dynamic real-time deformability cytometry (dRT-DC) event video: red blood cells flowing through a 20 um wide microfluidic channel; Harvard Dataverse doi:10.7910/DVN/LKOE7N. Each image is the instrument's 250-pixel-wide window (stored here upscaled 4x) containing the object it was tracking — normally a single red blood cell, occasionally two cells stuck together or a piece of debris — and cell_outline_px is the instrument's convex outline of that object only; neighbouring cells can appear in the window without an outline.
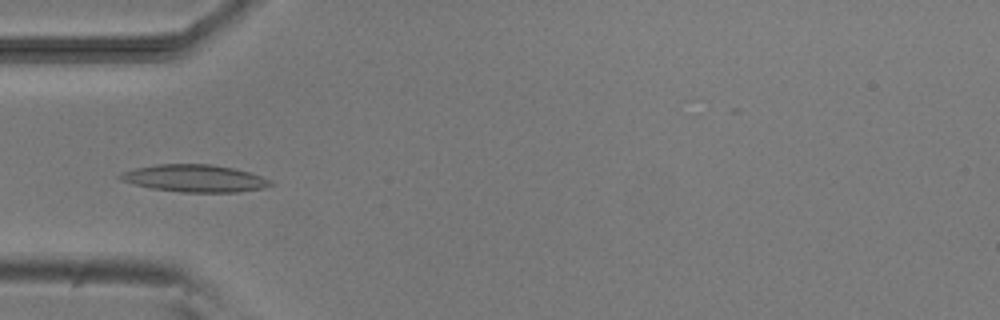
{"species": "common noctule bat (a hibernating species)", "species_latin": "Nyctalus noctula", "temperature_condition": "room temperature", "stored_images_in_passage": 8, "camera_frame_rate_fps": 3000, "um_per_image_px": 0.085, "animal": {"sex": "male", "body_mass_g": 20.5, "forearm_length_mm": 52.5}, "frame": {"image": 1, "passage_image": 4, "time_ms": 3.333, "image_size_px": [1000, 320], "cell_outline_px": [[276, 184], [264, 188], [236, 192], [180, 192], [152, 188], [120, 180], [116, 176], [124, 172], [136, 168], [156, 164], [212, 164], [232, 168], [248, 172], [272, 180]], "centroid_in_image_um": [16.58, 15.16], "position_along_channel_um": 68.4, "area_um2": 23.81}}
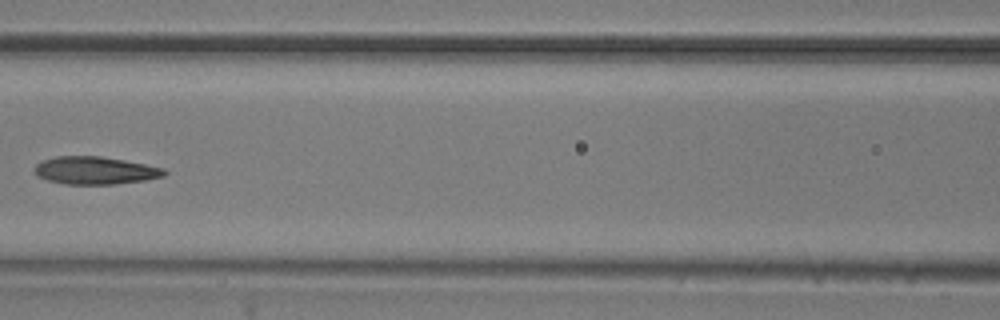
{"frame": {"image": 2, "passage_image": 6, "time_ms": 5.667, "image_size_px": [1000, 320], "cell_outline_px": [[168, 172], [164, 176], [144, 180], [112, 184], [64, 184], [48, 180], [36, 176], [32, 168], [40, 160], [56, 156], [100, 156], [124, 160], [164, 168]], "centroid_in_image_um": [8.03, 14.48], "position_along_channel_um": 158.6, "area_um2": 21.04}}
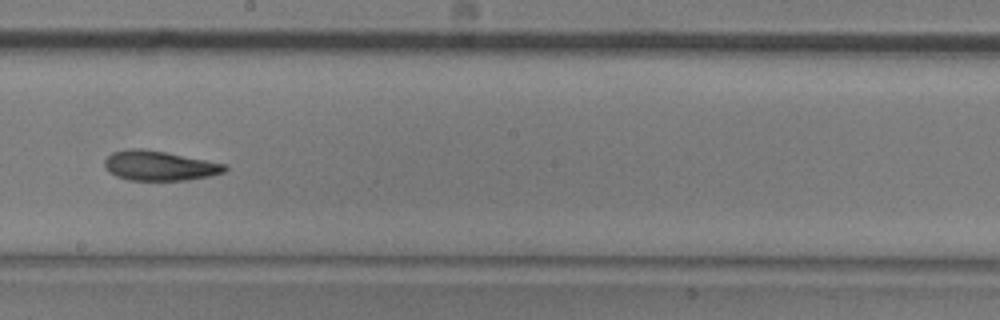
{"frame": {"image": 3, "passage_image": 8, "time_ms": 7.667, "image_size_px": [1000, 320], "cell_outline_px": [[228, 168], [224, 172], [208, 176], [188, 180], [128, 180], [116, 176], [108, 172], [104, 168], [104, 160], [112, 152], [128, 148], [140, 148], [164, 152], [228, 164]], "centroid_in_image_um": [13.52, 14.08], "position_along_channel_um": 234.7, "area_um2": 20.92}}